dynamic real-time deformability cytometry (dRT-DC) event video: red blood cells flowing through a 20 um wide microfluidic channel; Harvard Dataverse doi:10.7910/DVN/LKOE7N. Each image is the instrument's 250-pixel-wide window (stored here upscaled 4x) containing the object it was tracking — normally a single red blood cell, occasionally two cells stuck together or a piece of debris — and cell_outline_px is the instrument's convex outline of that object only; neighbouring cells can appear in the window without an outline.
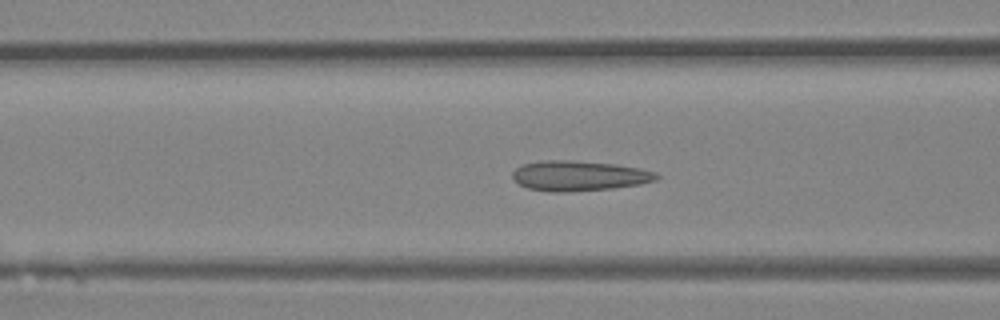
{"species": "Egyptian fruit bat (a non-hibernating species)", "species_latin": "Rousettus aegyptiacus", "temperature_condition": "room temperature", "stored_images_in_passage": 47, "camera_frame_rate_fps": 3000, "um_per_image_px": 0.085, "animal": {"sex": "female"}, "frame": {"image": 1, "passage_image": 18, "time_ms": 5.667, "image_size_px": [1000, 320], "cell_outline_px": [[660, 176], [656, 180], [640, 184], [612, 188], [568, 192], [552, 192], [528, 188], [520, 184], [512, 176], [512, 172], [520, 164], [540, 160], [572, 160], [616, 164], [640, 168], [656, 172]], "centroid_in_image_um": [49.22, 14.93], "position_along_channel_um": 117.4, "area_um2": 25.43}}
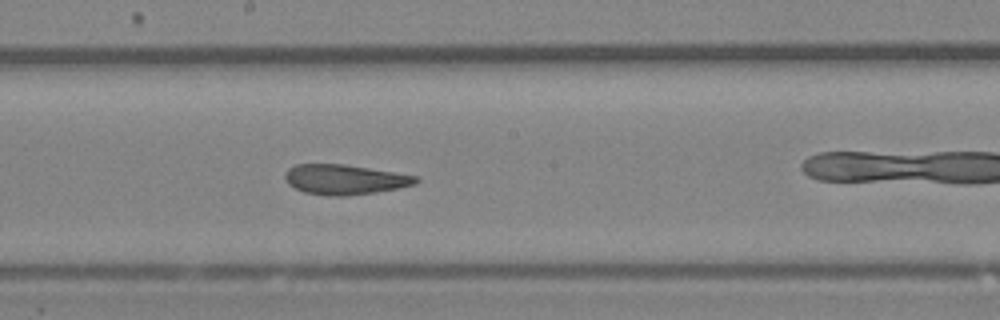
{"frame": {"image": 2, "passage_image": 25, "time_ms": 8.0, "image_size_px": [1000, 320], "cell_outline_px": [[420, 180], [416, 184], [400, 188], [376, 192], [348, 196], [328, 196], [304, 192], [288, 184], [284, 176], [284, 172], [288, 168], [296, 164], [344, 164], [420, 176]], "centroid_in_image_um": [29.33, 15.26], "position_along_channel_um": 218.9, "area_um2": 23.12}}
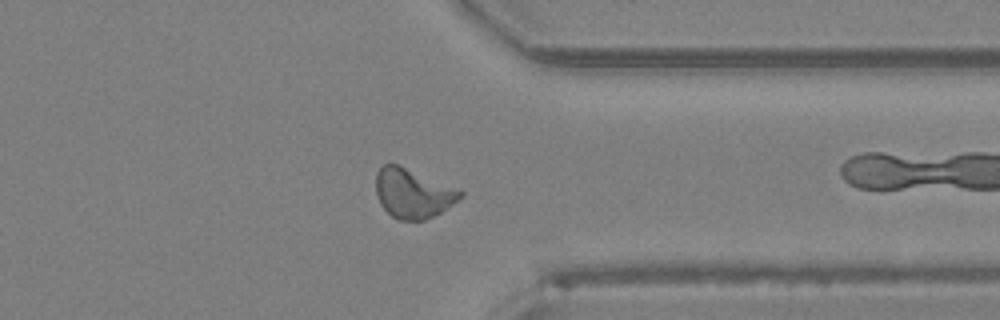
{"frame": {"image": 3, "passage_image": 36, "time_ms": 11.667, "image_size_px": [1000, 320], "cell_outline_px": [[464, 196], [440, 212], [424, 220], [400, 220], [392, 216], [380, 204], [376, 192], [376, 172], [384, 164], [396, 164], [464, 192]], "centroid_in_image_um": [35.06, 16.45], "position_along_channel_um": 376.3, "area_um2": 23.64}}